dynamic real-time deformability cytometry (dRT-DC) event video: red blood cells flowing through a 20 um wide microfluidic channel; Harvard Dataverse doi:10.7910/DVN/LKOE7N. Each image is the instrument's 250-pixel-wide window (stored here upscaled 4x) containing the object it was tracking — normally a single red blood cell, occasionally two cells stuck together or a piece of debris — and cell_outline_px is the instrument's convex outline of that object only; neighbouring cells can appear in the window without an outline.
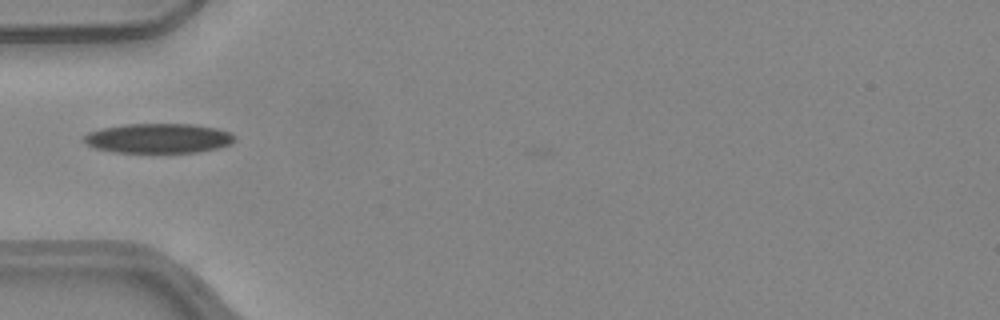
{"species": "common noctule bat (a hibernating species)", "species_latin": "Nyctalus noctula", "temperature_condition": "warm", "stored_images_in_passage": 6, "camera_frame_rate_fps": 3000, "um_per_image_px": 0.085, "animal": {"sex": "female", "body_mass_g": 24.6, "forearm_length_mm": 56.2}, "frame": {"image": 1, "passage_image": 3, "time_ms": 0.667, "image_size_px": [1000, 320], "cell_outline_px": [[236, 140], [232, 144], [216, 148], [196, 152], [112, 152], [92, 148], [84, 140], [84, 136], [88, 132], [100, 128], [128, 124], [192, 124], [216, 128], [228, 132], [236, 136]], "centroid_in_image_um": [13.46, 11.75], "position_along_channel_um": 71.5, "area_um2": 26.07}}